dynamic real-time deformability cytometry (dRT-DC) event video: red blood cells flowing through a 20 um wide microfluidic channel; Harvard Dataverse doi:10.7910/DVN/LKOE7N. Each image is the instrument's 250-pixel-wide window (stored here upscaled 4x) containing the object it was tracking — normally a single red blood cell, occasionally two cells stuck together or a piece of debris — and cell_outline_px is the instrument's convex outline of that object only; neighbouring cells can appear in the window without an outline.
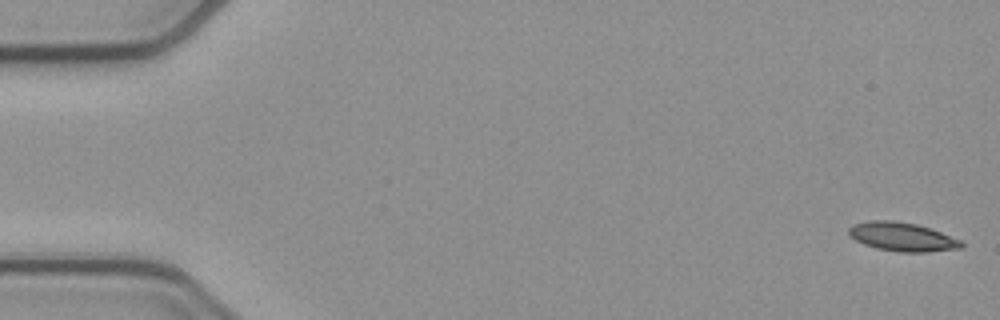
{"species": "common noctule bat (a hibernating species)", "species_latin": "Nyctalus noctula", "temperature_condition": "cold", "stored_images_in_passage": 53, "camera_frame_rate_fps": 3000, "um_per_image_px": 0.085, "animal": {"sex": "female", "body_mass_g": 21.9}, "frame": {"image": 1, "passage_image": 1, "time_ms": 0.0, "image_size_px": [1000, 320], "cell_outline_px": [[964, 244], [960, 248], [928, 252], [900, 252], [876, 248], [864, 244], [856, 240], [848, 232], [848, 228], [852, 224], [868, 220], [892, 220], [916, 224], [940, 232], [960, 240]], "centroid_in_image_um": [76.65, 20.12], "position_along_channel_um": 8.3, "area_um2": 18.73}}
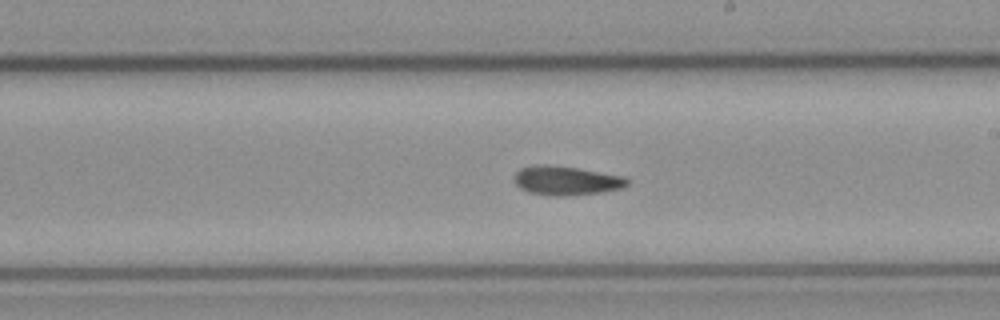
{"frame": {"image": 2, "passage_image": 30, "time_ms": 9.667, "image_size_px": [1000, 320], "cell_outline_px": [[632, 180], [628, 184], [620, 188], [600, 192], [564, 196], [552, 196], [528, 192], [520, 188], [512, 180], [512, 176], [520, 168], [532, 164], [548, 164], [576, 168], [624, 176]], "centroid_in_image_um": [48.07, 15.34], "position_along_channel_um": 240.9, "area_um2": 19.36}}
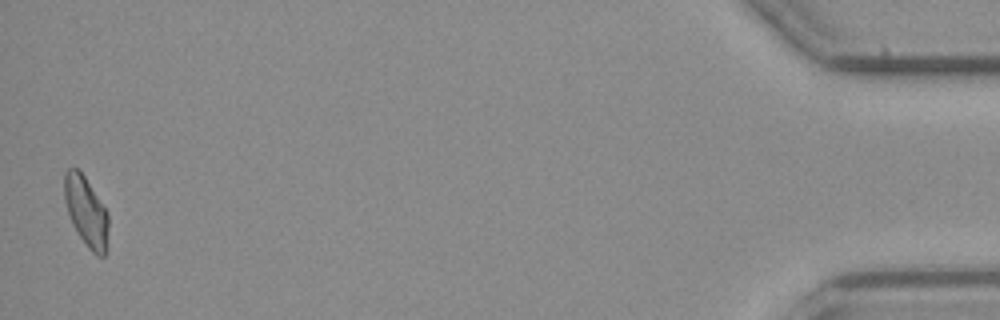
{"frame": {"image": 3, "passage_image": 52, "time_ms": 17.0, "image_size_px": [1000, 320], "cell_outline_px": [[108, 248], [104, 256], [96, 256], [88, 248], [72, 224], [64, 200], [64, 172], [68, 168], [80, 168], [108, 212]], "centroid_in_image_um": [7.34, 17.97], "position_along_channel_um": 427.9, "area_um2": 18.26}, "authors_computed_cell_mechanics": {"area_um2": 18.5538, "velocity_mm_per_s": 3.8766, "shape_relaxation_time_tau1_ms": null, "shape_relaxation_time_tau2_ms": 6.4169, "deformation_change_tau1": null, "deformation_change_tau2": 0.1463}}